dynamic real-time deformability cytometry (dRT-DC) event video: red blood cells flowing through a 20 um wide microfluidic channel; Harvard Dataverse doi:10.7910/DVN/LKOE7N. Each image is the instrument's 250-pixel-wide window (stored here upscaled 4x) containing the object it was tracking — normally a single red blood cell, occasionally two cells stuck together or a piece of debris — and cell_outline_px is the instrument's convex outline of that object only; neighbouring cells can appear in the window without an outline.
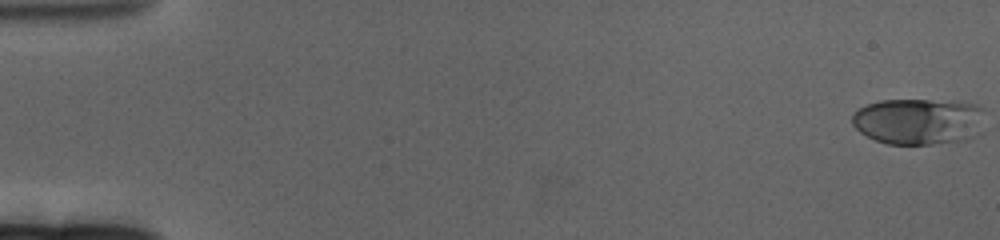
{"species": "human", "species_latin": "Homo sapiens", "temperature_condition": "cold", "stored_images_in_passage": 19, "camera_frame_rate_fps": 3000, "um_per_image_px": 0.085, "donor": {"sex": "female"}, "frame": {"image": 1, "passage_image": 1, "time_ms": 0.0, "image_size_px": [1000, 240], "cell_outline_px": [[984, 132], [980, 136], [968, 140], [932, 144], [888, 144], [876, 140], [860, 132], [852, 124], [852, 116], [860, 108], [868, 104], [880, 100], [956, 100], [972, 104], [980, 108]], "centroid_in_image_um": [78.14, 10.32], "position_along_channel_um": 6.9, "area_um2": 36.24}}
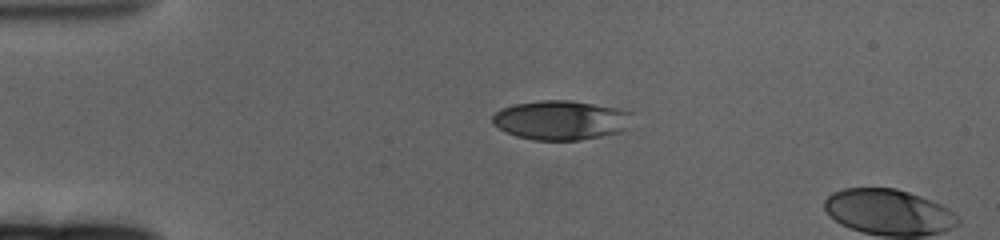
{"frame": {"image": 2, "passage_image": 15, "time_ms": 4.667, "image_size_px": [1000, 240], "cell_outline_px": [[632, 112], [624, 128], [620, 132], [580, 140], [532, 140], [516, 136], [492, 124], [492, 116], [496, 112], [504, 108], [516, 104], [540, 100], [568, 100], [616, 108]], "centroid_in_image_um": [47.63, 10.22], "position_along_channel_um": 37.4, "area_um2": 31.5}}